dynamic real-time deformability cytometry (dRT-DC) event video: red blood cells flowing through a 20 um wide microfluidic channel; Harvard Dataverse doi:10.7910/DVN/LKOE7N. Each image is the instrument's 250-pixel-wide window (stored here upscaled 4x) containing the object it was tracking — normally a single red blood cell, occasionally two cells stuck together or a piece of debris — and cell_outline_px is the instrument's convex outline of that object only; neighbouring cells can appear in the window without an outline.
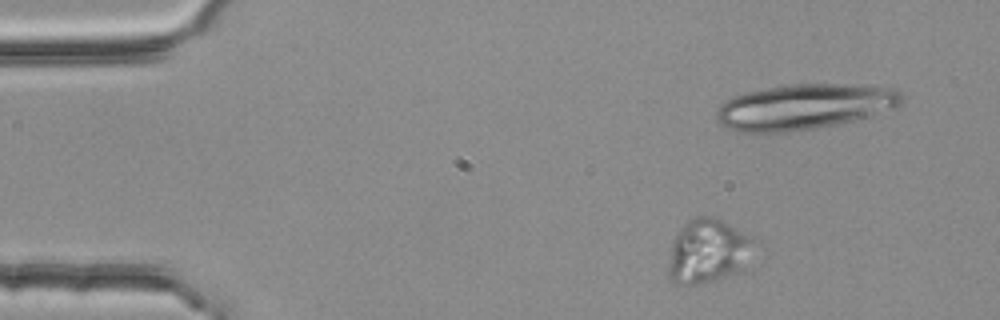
{"species": "common noctule bat (a hibernating species)", "species_latin": "Nyctalus noctula", "temperature_condition": "room temperature", "stored_images_in_passage": 3, "camera_frame_rate_fps": 3000, "um_per_image_px": 0.085, "animal": {"sex": "female", "body_mass_g": 25.1}, "frame": {"image": 1, "passage_image": 1, "time_ms": 0.0, "image_size_px": [1000, 320], "cell_outline_px": [[760, 240], [744, 272], [696, 284], [676, 284], [668, 276], [668, 264], [672, 244], [680, 228], [688, 220], [696, 216], [716, 216], [756, 236]], "centroid_in_image_um": [60.31, 21.31], "position_along_channel_um": 24.7, "area_um2": 33.29}}